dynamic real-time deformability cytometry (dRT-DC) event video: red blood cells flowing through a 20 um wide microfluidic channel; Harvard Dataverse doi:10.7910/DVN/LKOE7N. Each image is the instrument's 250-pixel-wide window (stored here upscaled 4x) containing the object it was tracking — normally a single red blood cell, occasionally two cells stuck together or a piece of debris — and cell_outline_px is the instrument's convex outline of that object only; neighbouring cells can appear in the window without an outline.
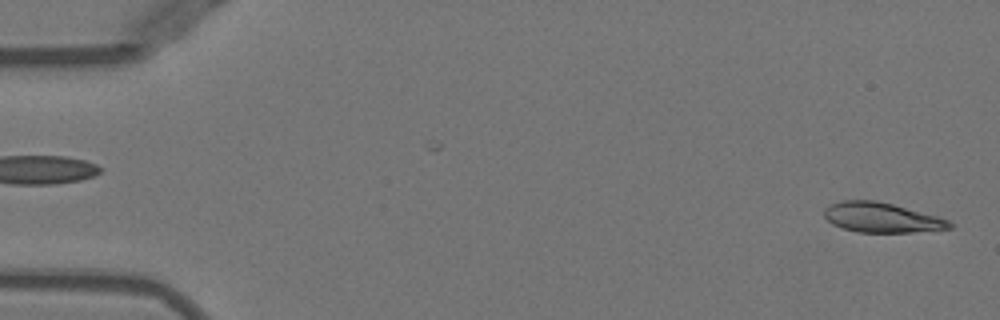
{"species": "Egyptian fruit bat (a non-hibernating species)", "species_latin": "Rousettus aegyptiacus", "temperature_condition": "warm", "stored_images_in_passage": 11, "camera_frame_rate_fps": 3000, "um_per_image_px": 0.085, "animal": {"sex": "female"}, "frame": {"image": 1, "passage_image": 1, "time_ms": 0.0, "image_size_px": [1000, 320], "cell_outline_px": [[952, 228], [912, 232], [856, 232], [832, 224], [824, 216], [824, 208], [832, 204], [844, 200], [876, 200], [892, 204], [936, 216], [948, 220], [952, 224]], "centroid_in_image_um": [74.91, 18.49], "position_along_channel_um": 10.1, "area_um2": 21.5}}